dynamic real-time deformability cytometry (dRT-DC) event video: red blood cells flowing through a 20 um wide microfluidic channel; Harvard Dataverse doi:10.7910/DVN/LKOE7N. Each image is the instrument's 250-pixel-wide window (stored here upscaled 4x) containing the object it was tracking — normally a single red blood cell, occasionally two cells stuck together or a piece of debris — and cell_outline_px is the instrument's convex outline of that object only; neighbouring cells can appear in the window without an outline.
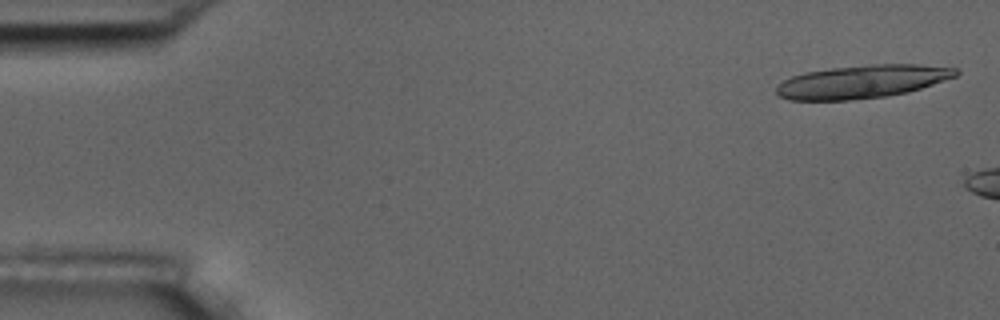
{"species": "common noctule bat (a hibernating species)", "species_latin": "Nyctalus noctula", "temperature_condition": "room temperature", "stored_images_in_passage": 6, "camera_frame_rate_fps": 3000, "um_per_image_px": 0.085, "animal": {"sex": "male", "body_mass_g": 17.5, "forearm_length_mm": 52.3}, "frame": {"image": 1, "passage_image": 2, "time_ms": 0.333, "image_size_px": [1000, 320], "cell_outline_px": [[960, 72], [956, 76], [908, 92], [888, 96], [848, 100], [788, 100], [780, 96], [776, 92], [776, 88], [784, 80], [792, 76], [808, 72], [832, 68], [872, 64], [920, 64], [956, 68]], "centroid_in_image_um": [73.3, 6.94], "position_along_channel_um": 11.7, "area_um2": 34.39}}